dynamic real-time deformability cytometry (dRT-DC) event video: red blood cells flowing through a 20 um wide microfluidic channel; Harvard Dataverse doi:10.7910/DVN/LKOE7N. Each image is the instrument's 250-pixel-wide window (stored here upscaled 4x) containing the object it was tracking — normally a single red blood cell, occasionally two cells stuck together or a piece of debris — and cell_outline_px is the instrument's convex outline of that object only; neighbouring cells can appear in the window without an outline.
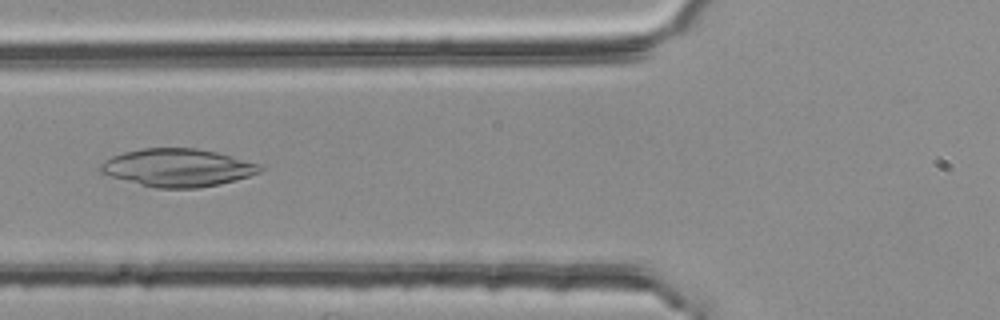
{"species": "common noctule bat (a hibernating species)", "species_latin": "Nyctalus noctula", "temperature_condition": "room temperature", "stored_images_in_passage": 4, "camera_frame_rate_fps": 3000, "um_per_image_px": 0.085, "animal": {"sex": "female", "body_mass_g": 25.1}, "frame": {"image": 1, "passage_image": 4, "time_ms": 1.0, "image_size_px": [1000, 320], "cell_outline_px": [[264, 168], [260, 172], [236, 180], [220, 184], [196, 188], [156, 188], [140, 184], [112, 176], [100, 172], [100, 164], [104, 160], [112, 156], [124, 152], [144, 148], [196, 148], [216, 152], [264, 164]], "centroid_in_image_um": [15.15, 14.24], "position_along_channel_um": 110.6, "area_um2": 35.14}}